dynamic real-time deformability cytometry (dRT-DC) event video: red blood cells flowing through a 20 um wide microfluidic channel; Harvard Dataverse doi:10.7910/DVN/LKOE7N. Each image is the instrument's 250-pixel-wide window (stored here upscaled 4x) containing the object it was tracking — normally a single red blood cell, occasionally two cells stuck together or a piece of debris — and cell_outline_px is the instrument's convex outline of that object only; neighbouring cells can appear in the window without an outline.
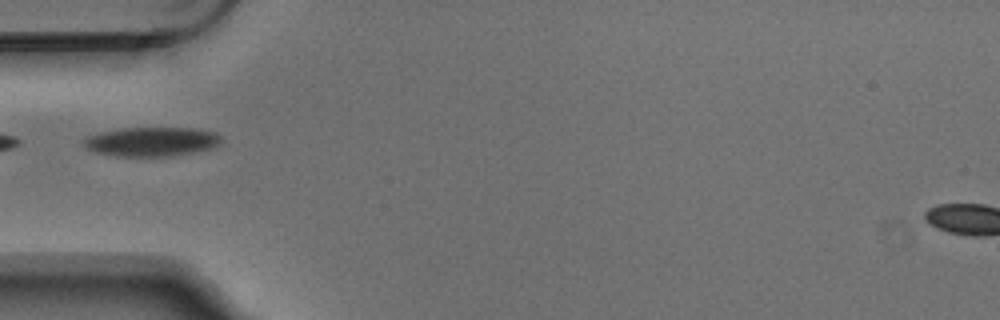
{"species": "Egyptian fruit bat (a non-hibernating species)", "species_latin": "Rousettus aegyptiacus", "temperature_condition": "warm", "stored_images_in_passage": 3, "camera_frame_rate_fps": 3000, "um_per_image_px": 0.085, "animal": {"sex": "male"}, "frame": {"image": 1, "passage_image": 3, "time_ms": 0.667, "image_size_px": [1000, 320], "cell_outline_px": [[220, 144], [212, 148], [172, 156], [112, 156], [96, 152], [88, 148], [84, 144], [84, 140], [88, 136], [100, 132], [124, 128], [192, 128], [212, 132], [220, 136]], "centroid_in_image_um": [12.88, 12.04], "position_along_channel_um": 72.1, "area_um2": 23.12}}